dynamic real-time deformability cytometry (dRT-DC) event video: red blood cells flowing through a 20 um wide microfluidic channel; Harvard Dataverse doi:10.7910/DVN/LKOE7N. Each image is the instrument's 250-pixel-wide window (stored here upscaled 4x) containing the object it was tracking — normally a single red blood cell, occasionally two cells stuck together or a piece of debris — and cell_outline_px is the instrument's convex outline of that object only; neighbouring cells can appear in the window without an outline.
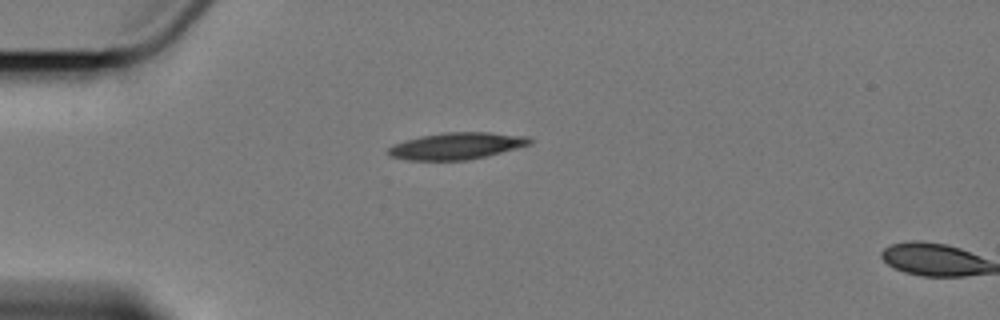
{"species": "Egyptian fruit bat (a non-hibernating species)", "species_latin": "Rousettus aegyptiacus", "temperature_condition": "cold", "stored_images_in_passage": 2, "segment_of_instrument_passage": [1, 2], "camera_frame_rate_fps": 3000, "um_per_image_px": 0.085, "animal": {"sex": "female"}, "frame": {"image": 1, "passage_image": 1, "time_ms": 0.0, "image_size_px": [1000, 320], "cell_outline_px": [[532, 144], [468, 160], [408, 160], [388, 156], [388, 148], [404, 140], [420, 136], [444, 132], [488, 132], [528, 136], [532, 140]], "centroid_in_image_um": [38.8, 12.4], "position_along_channel_um": 46.2, "area_um2": 21.96}}